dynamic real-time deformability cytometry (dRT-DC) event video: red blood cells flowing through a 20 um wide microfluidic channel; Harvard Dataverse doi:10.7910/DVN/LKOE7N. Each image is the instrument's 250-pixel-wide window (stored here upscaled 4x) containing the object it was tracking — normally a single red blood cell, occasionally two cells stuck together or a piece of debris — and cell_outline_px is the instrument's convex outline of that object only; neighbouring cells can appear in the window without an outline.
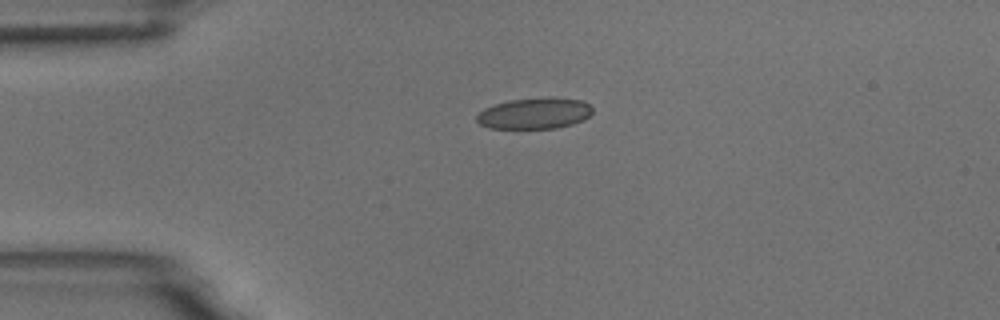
{"species": "common noctule bat (a hibernating species)", "species_latin": "Nyctalus noctula", "temperature_condition": "room temperature", "stored_images_in_passage": 2, "camera_frame_rate_fps": 3000, "um_per_image_px": 0.085, "animal": {"sex": "male", "body_mass_g": 18.8}, "frame": {"image": 1, "passage_image": 1, "time_ms": 0.0, "image_size_px": [1000, 320], "cell_outline_px": [[592, 112], [584, 120], [572, 124], [556, 128], [488, 128], [480, 124], [476, 120], [476, 116], [484, 108], [508, 100], [580, 100], [588, 104], [592, 108]], "centroid_in_image_um": [45.38, 9.69], "position_along_channel_um": 39.6, "area_um2": 20.06}}